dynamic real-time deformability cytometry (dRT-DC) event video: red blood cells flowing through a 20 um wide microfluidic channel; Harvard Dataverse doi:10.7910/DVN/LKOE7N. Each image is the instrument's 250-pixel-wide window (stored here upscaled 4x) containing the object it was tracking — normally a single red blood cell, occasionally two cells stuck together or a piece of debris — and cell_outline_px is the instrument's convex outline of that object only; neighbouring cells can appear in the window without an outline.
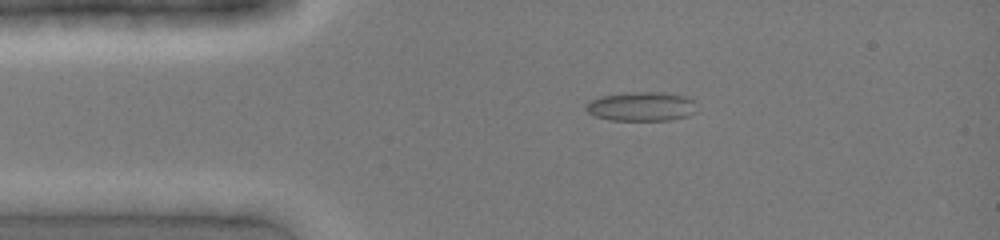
{"species": "common noctule bat (a hibernating species)", "species_latin": "Nyctalus noctula", "temperature_condition": "cold", "stored_images_in_passage": 28, "camera_frame_rate_fps": 3000, "um_per_image_px": 0.085, "animal": {"sex": "female", "body_mass_g": 19.0, "forearm_length_mm": 51.5}, "frame": {"image": 1, "passage_image": 8, "time_ms": 2.333, "image_size_px": [1000, 240], "cell_outline_px": [[696, 112], [688, 116], [668, 120], [612, 120], [596, 116], [588, 112], [584, 108], [584, 104], [588, 100], [600, 96], [636, 92], [664, 92], [684, 96], [692, 100]], "centroid_in_image_um": [54.47, 9.05], "position_along_channel_um": 30.5, "area_um2": 18.79}}
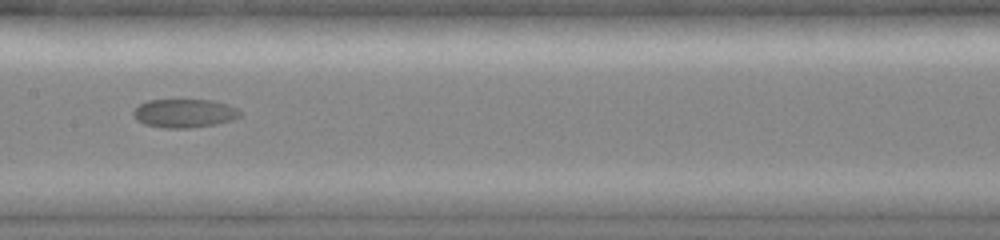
{"frame": {"image": 2, "passage_image": 22, "time_ms": 7.0, "image_size_px": [1000, 240], "cell_outline_px": [[240, 116], [232, 120], [216, 124], [188, 128], [164, 128], [144, 124], [136, 120], [132, 112], [140, 104], [148, 100], [212, 100], [228, 104], [236, 108], [240, 112]], "centroid_in_image_um": [15.66, 9.63], "position_along_channel_um": 191.7, "area_um2": 17.74}}
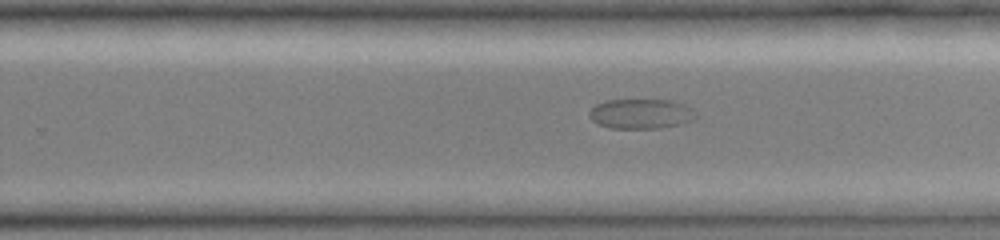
{"frame": {"image": 3, "passage_image": 28, "time_ms": 9.0, "image_size_px": [1000, 240], "cell_outline_px": [[696, 116], [692, 120], [680, 124], [660, 128], [608, 128], [592, 120], [588, 116], [588, 112], [596, 104], [608, 100], [668, 100], [684, 104]], "centroid_in_image_um": [54.42, 9.68], "position_along_channel_um": 275.4, "area_um2": 18.26}}